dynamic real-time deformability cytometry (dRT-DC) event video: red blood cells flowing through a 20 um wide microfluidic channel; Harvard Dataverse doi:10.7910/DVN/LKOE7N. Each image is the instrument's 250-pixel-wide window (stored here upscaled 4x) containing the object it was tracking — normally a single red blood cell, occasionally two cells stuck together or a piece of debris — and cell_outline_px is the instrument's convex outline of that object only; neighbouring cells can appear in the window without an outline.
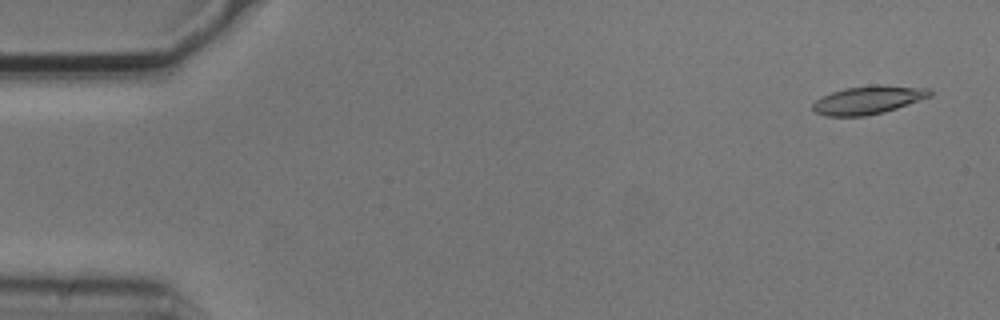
{"species": "common noctule bat (a hibernating species)", "species_latin": "Nyctalus noctula", "temperature_condition": "cold", "stored_images_in_passage": 4, "camera_frame_rate_fps": 3000, "um_per_image_px": 0.085, "animal": {"sex": "male", "body_mass_g": 20.5, "forearm_length_mm": 52.5}, "frame": {"image": 1, "passage_image": 1, "time_ms": 0.0, "image_size_px": [1000, 320], "cell_outline_px": [[932, 96], [884, 112], [864, 116], [824, 116], [816, 112], [812, 108], [812, 104], [816, 100], [832, 92], [844, 88], [872, 84], [880, 84], [932, 88]], "centroid_in_image_um": [73.83, 8.48], "position_along_channel_um": 11.2, "area_um2": 19.42}}